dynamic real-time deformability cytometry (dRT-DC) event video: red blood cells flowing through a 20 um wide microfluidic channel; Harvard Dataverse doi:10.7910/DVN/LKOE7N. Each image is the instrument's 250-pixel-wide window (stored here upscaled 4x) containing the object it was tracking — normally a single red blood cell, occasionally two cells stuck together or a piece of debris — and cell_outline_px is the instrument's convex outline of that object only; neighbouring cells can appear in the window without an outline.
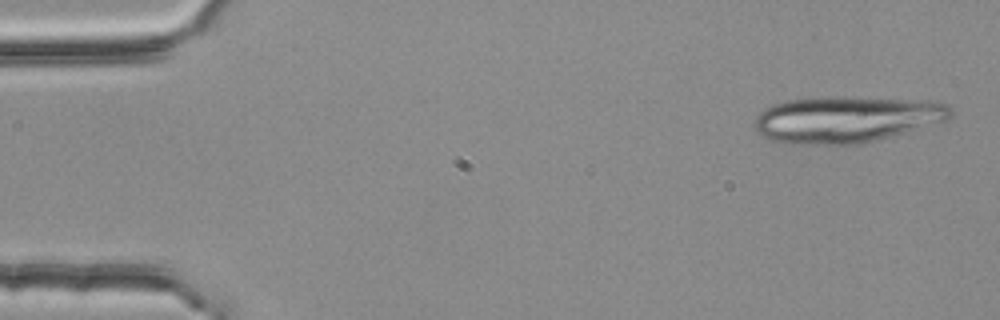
{"species": "common noctule bat (a hibernating species)", "species_latin": "Nyctalus noctula", "temperature_condition": "room temperature", "stored_images_in_passage": 4, "segment_of_instrument_passage": [1, 2], "camera_frame_rate_fps": 3000, "um_per_image_px": 0.085, "animal": {"sex": "female", "body_mass_g": 25.1}, "frame": {"image": 1, "passage_image": 1, "time_ms": 0.0, "image_size_px": [1000, 320], "cell_outline_px": [[952, 116], [948, 120], [904, 132], [856, 144], [792, 144], [764, 140], [756, 132], [752, 124], [756, 116], [764, 108], [772, 104], [788, 100], [820, 96], [836, 96], [928, 100], [948, 104], [952, 108]], "centroid_in_image_um": [71.86, 10.13], "position_along_channel_um": 13.1, "area_um2": 53.64}}